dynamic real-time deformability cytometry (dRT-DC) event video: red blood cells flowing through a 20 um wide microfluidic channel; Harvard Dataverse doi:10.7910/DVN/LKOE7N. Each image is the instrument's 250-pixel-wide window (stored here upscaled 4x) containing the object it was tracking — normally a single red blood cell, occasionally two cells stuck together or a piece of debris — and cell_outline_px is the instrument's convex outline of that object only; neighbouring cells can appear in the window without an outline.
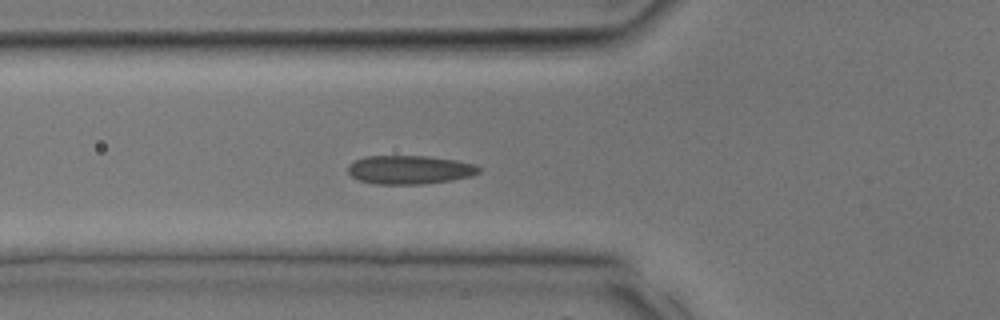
{"species": "common noctule bat (a hibernating species)", "species_latin": "Nyctalus noctula", "temperature_condition": "room temperature", "stored_images_in_passage": 33, "segment_of_instrument_passage": [1, 2], "camera_frame_rate_fps": 3000, "um_per_image_px": 0.085, "animal": {"sex": "male", "body_mass_g": 17.9, "forearm_length_mm": 54.2}, "frame": {"image": 1, "passage_image": 12, "time_ms": 3.667, "image_size_px": [1000, 320], "cell_outline_px": [[480, 172], [468, 176], [452, 180], [424, 184], [376, 184], [360, 180], [352, 176], [348, 172], [348, 164], [356, 160], [368, 156], [428, 156], [456, 160], [472, 164], [480, 168]], "centroid_in_image_um": [34.8, 14.43], "position_along_channel_um": 91.0, "area_um2": 21.68}}
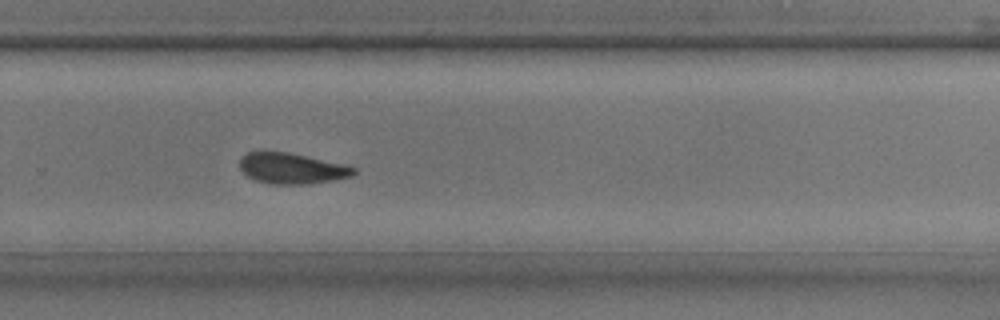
{"frame": {"image": 2, "passage_image": 22, "time_ms": 7.0, "image_size_px": [1000, 320], "cell_outline_px": [[356, 172], [352, 176], [332, 180], [304, 184], [272, 184], [256, 180], [248, 176], [240, 168], [240, 156], [248, 152], [264, 148], [288, 152], [344, 164], [356, 168]], "centroid_in_image_um": [24.74, 14.27], "position_along_channel_um": 305.1, "area_um2": 20.81}}
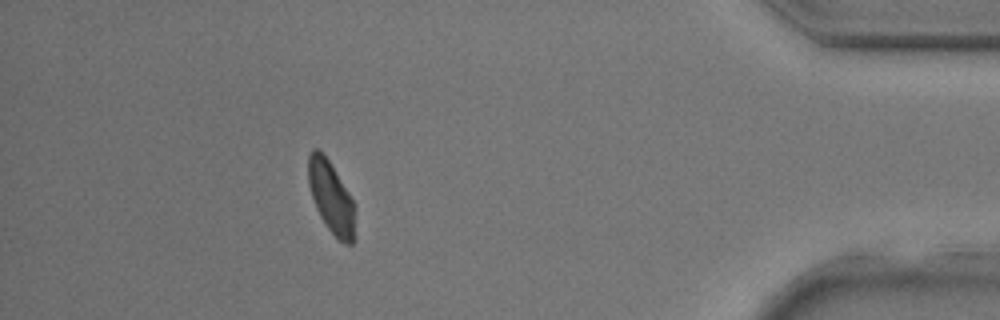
{"frame": {"image": 3, "passage_image": 29, "time_ms": 9.333, "image_size_px": [1000, 320], "cell_outline_px": [[356, 208], [352, 244], [348, 244], [340, 240], [328, 228], [320, 216], [316, 208], [308, 184], [308, 156], [312, 148], [316, 148], [328, 160], [356, 204]], "centroid_in_image_um": [28.15, 16.76], "position_along_channel_um": 407.1, "area_um2": 19.31}}